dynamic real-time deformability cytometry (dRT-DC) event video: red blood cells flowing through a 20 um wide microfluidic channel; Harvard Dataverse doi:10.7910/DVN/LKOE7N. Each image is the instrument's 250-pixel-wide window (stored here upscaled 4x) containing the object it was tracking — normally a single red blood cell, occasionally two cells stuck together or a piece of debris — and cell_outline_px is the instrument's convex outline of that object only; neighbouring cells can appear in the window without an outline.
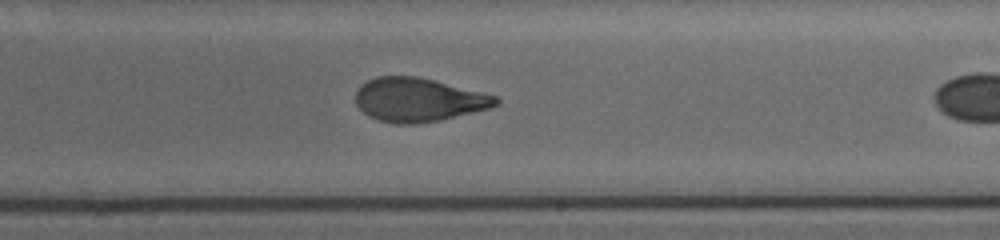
{"species": "human", "species_latin": "Homo sapiens", "temperature_condition": "cold", "stored_images_in_passage": 38, "camera_frame_rate_fps": 3000, "um_per_image_px": 0.085, "donor": {"sex": "female"}, "frame": {"image": 1, "passage_image": 21, "time_ms": 3.667, "image_size_px": [1000, 240], "cell_outline_px": [[500, 104], [492, 108], [440, 120], [416, 124], [396, 124], [376, 120], [368, 116], [356, 104], [356, 92], [368, 80], [376, 76], [416, 76], [484, 92], [496, 96], [500, 100]], "centroid_in_image_um": [35.6, 8.49], "position_along_channel_um": 253.4, "area_um2": 35.84}}
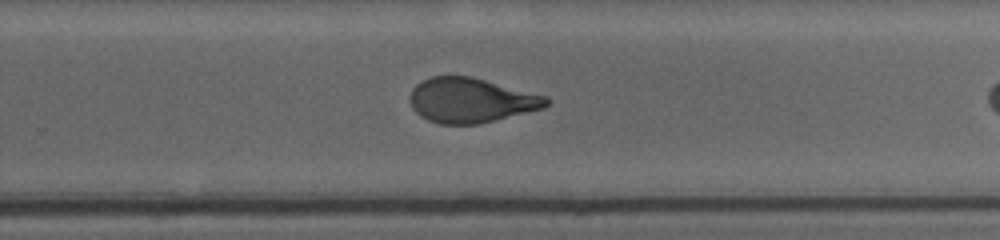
{"frame": {"image": 2, "passage_image": 27, "time_ms": 4.667, "image_size_px": [1000, 240], "cell_outline_px": [[548, 104], [544, 108], [480, 124], [440, 124], [428, 120], [420, 116], [412, 108], [412, 88], [416, 84], [432, 76], [472, 76], [548, 96]], "centroid_in_image_um": [40.06, 8.52], "position_along_channel_um": 289.7, "area_um2": 35.49}}